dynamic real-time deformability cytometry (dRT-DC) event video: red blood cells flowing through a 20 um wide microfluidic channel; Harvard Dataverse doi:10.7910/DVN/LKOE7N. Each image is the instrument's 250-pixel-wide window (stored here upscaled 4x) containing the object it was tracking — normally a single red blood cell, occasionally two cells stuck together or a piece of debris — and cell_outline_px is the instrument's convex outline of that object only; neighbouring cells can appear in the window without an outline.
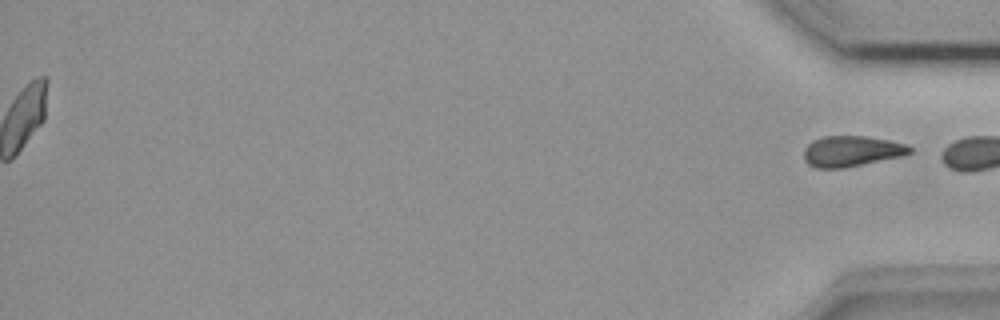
{"species": "common noctule bat (a hibernating species)", "species_latin": "Nyctalus noctula", "temperature_condition": "room temperature", "stored_images_in_passage": 40, "segment_of_instrument_passage": [2, 2], "camera_frame_rate_fps": 3000, "um_per_image_px": 0.085, "animal": {"sex": "female", "body_mass_g": 18.4}, "frame": {"image": 1, "passage_image": 40, "time_ms": 13.0, "image_size_px": [1000, 320], "cell_outline_px": [[912, 152], [904, 156], [844, 168], [816, 168], [808, 164], [804, 160], [804, 148], [812, 140], [824, 136], [864, 136], [888, 140], [908, 144], [912, 148]], "centroid_in_image_um": [72.39, 12.85], "position_along_channel_um": 362.8, "area_um2": 19.13}}